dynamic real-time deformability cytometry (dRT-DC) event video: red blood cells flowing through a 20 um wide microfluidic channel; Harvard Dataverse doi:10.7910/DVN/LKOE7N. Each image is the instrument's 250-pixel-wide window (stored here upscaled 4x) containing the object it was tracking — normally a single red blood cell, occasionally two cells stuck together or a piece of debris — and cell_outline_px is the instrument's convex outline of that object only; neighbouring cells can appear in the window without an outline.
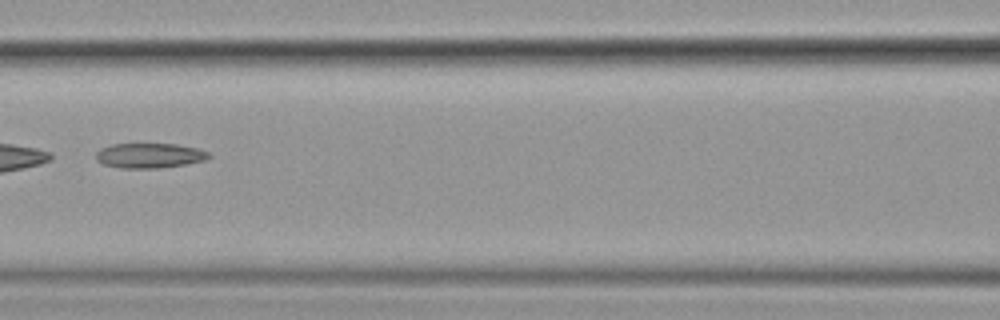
{"species": "common noctule bat (a hibernating species)", "species_latin": "Nyctalus noctula", "temperature_condition": "cold", "stored_images_in_passage": 8, "camera_frame_rate_fps": 3000, "um_per_image_px": 0.085, "animal": {"sex": "female", "body_mass_g": 19.9}, "frame": {"image": 1, "passage_image": 4, "time_ms": 1.0, "image_size_px": [1000, 320], "cell_outline_px": [[212, 156], [204, 160], [184, 164], [160, 168], [120, 168], [104, 164], [96, 160], [96, 152], [100, 148], [112, 144], [176, 144], [196, 148], [208, 152]], "centroid_in_image_um": [12.68, 13.22], "position_along_channel_um": 153.9, "area_um2": 16.3}}
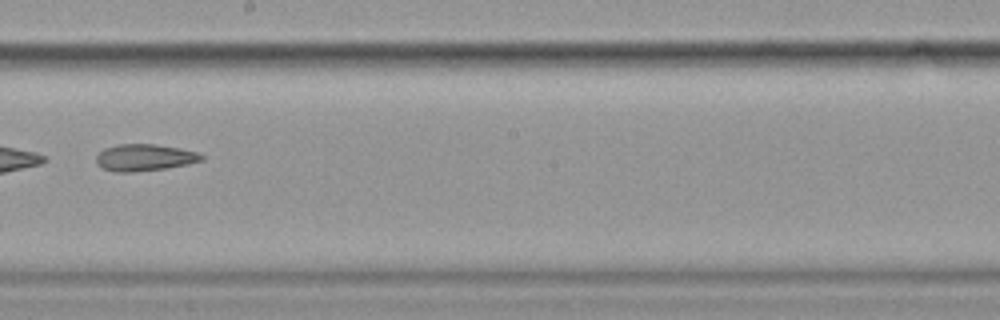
{"frame": {"image": 2, "passage_image": 6, "time_ms": 1.667, "image_size_px": [1000, 320], "cell_outline_px": [[204, 160], [188, 164], [168, 168], [132, 172], [112, 172], [96, 164], [96, 156], [104, 148], [120, 144], [156, 144], [180, 148], [196, 152], [204, 156]], "centroid_in_image_um": [12.28, 13.39], "position_along_channel_um": 235.9, "area_um2": 16.53}}
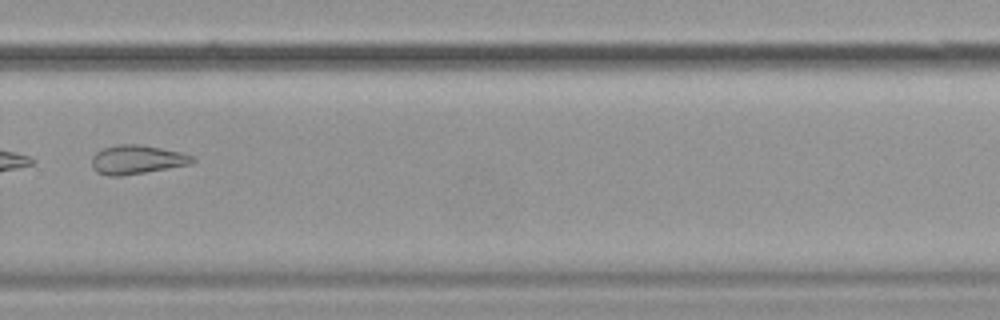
{"frame": {"image": 3, "passage_image": 8, "time_ms": 2.333, "image_size_px": [1000, 320], "cell_outline_px": [[196, 160], [192, 164], [120, 176], [108, 176], [96, 172], [92, 168], [92, 156], [100, 148], [116, 144], [140, 144], [180, 152], [192, 156]], "centroid_in_image_um": [11.59, 13.56], "position_along_channel_um": 318.2, "area_um2": 17.05}}